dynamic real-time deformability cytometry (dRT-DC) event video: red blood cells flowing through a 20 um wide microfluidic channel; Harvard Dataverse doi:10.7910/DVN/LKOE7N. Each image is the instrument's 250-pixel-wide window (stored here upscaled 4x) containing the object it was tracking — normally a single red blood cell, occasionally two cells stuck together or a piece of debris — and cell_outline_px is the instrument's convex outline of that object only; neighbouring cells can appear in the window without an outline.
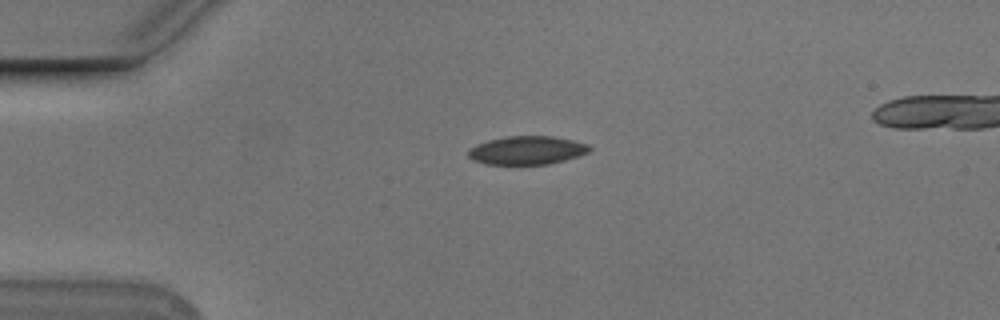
{"species": "Egyptian fruit bat (a non-hibernating species)", "species_latin": "Rousettus aegyptiacus", "temperature_condition": "cold", "stored_images_in_passage": 38, "camera_frame_rate_fps": 3000, "um_per_image_px": 0.085, "animal": {"sex": "male"}, "frame": {"image": 1, "passage_image": 2, "time_ms": 0.333, "image_size_px": [1000, 320], "cell_outline_px": [[592, 148], [588, 152], [564, 160], [548, 164], [484, 164], [472, 160], [468, 156], [468, 148], [476, 144], [488, 140], [504, 136], [552, 136], [572, 140], [588, 144]], "centroid_in_image_um": [44.74, 12.77], "position_along_channel_um": 40.3, "area_um2": 20.11}}
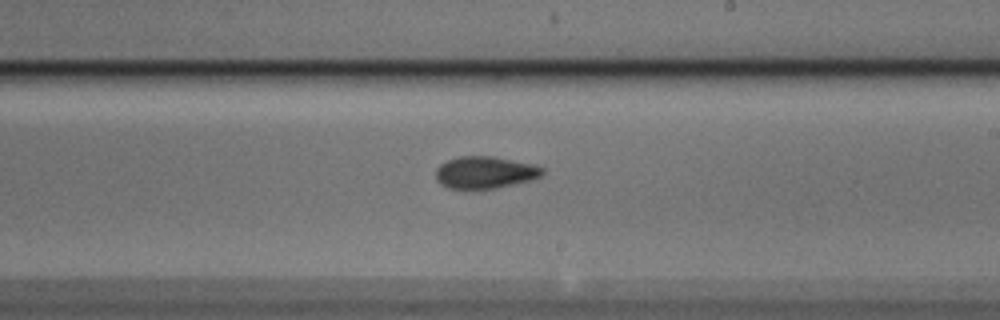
{"frame": {"image": 2, "passage_image": 21, "time_ms": 6.667, "image_size_px": [1000, 320], "cell_outline_px": [[544, 172], [540, 176], [532, 180], [496, 188], [448, 188], [440, 184], [436, 180], [436, 168], [440, 164], [448, 160], [460, 156], [492, 156], [532, 164], [544, 168]], "centroid_in_image_um": [41.21, 14.65], "position_along_channel_um": 247.8, "area_um2": 19.83}}
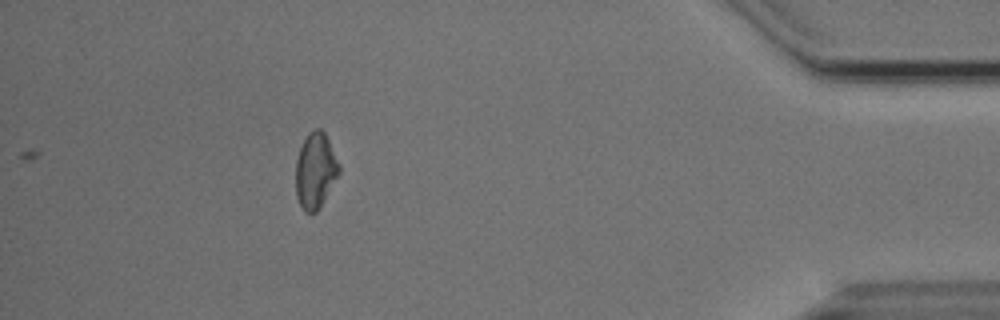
{"frame": {"image": 3, "passage_image": 38, "time_ms": 12.333, "image_size_px": [1000, 320], "cell_outline_px": [[340, 172], [320, 208], [316, 212], [304, 212], [296, 196], [296, 160], [300, 148], [308, 132], [316, 128], [320, 128], [324, 132], [340, 164]], "centroid_in_image_um": [26.81, 14.5], "position_along_channel_um": 408.4, "area_um2": 19.07}, "authors_computed_cell_mechanics": {"area_um2": 19.9988, "velocity_mm_per_s": 3.7569, "shape_relaxation_time_tau1_ms": 2.8941, "shape_relaxation_time_tau2_ms": 1.9717, "deformation_change_tau1": 0.0873, "deformation_change_tau2": 0.0569}}